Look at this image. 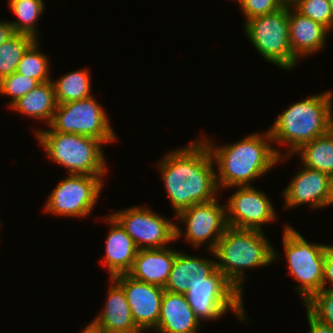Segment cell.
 I'll use <instances>...</instances> for the list:
<instances>
[{
  "instance_id": "obj_1",
  "label": "cell",
  "mask_w": 333,
  "mask_h": 333,
  "mask_svg": "<svg viewBox=\"0 0 333 333\" xmlns=\"http://www.w3.org/2000/svg\"><path fill=\"white\" fill-rule=\"evenodd\" d=\"M157 164L172 207L176 212L216 199L219 191L214 160L203 139L172 150Z\"/></svg>"
},
{
  "instance_id": "obj_2",
  "label": "cell",
  "mask_w": 333,
  "mask_h": 333,
  "mask_svg": "<svg viewBox=\"0 0 333 333\" xmlns=\"http://www.w3.org/2000/svg\"><path fill=\"white\" fill-rule=\"evenodd\" d=\"M201 138L217 164L216 182L219 189L251 186L250 181L269 172L283 159L281 152L269 144L273 142L269 130L262 135L250 134L241 141L221 147L214 146L213 142L203 137L198 139Z\"/></svg>"
},
{
  "instance_id": "obj_3",
  "label": "cell",
  "mask_w": 333,
  "mask_h": 333,
  "mask_svg": "<svg viewBox=\"0 0 333 333\" xmlns=\"http://www.w3.org/2000/svg\"><path fill=\"white\" fill-rule=\"evenodd\" d=\"M332 96L331 91L310 96L289 106L274 121L269 129L271 139L290 145L288 153L282 156L284 159L333 128Z\"/></svg>"
},
{
  "instance_id": "obj_4",
  "label": "cell",
  "mask_w": 333,
  "mask_h": 333,
  "mask_svg": "<svg viewBox=\"0 0 333 333\" xmlns=\"http://www.w3.org/2000/svg\"><path fill=\"white\" fill-rule=\"evenodd\" d=\"M211 253L220 259L216 267L242 294L244 271L276 260L278 254L263 231L227 227Z\"/></svg>"
},
{
  "instance_id": "obj_5",
  "label": "cell",
  "mask_w": 333,
  "mask_h": 333,
  "mask_svg": "<svg viewBox=\"0 0 333 333\" xmlns=\"http://www.w3.org/2000/svg\"><path fill=\"white\" fill-rule=\"evenodd\" d=\"M35 134L50 160L67 168L69 174L105 176L108 171L100 140L74 133Z\"/></svg>"
},
{
  "instance_id": "obj_6",
  "label": "cell",
  "mask_w": 333,
  "mask_h": 333,
  "mask_svg": "<svg viewBox=\"0 0 333 333\" xmlns=\"http://www.w3.org/2000/svg\"><path fill=\"white\" fill-rule=\"evenodd\" d=\"M246 36L267 61L291 70L297 61L292 53L289 39V5L245 21Z\"/></svg>"
},
{
  "instance_id": "obj_7",
  "label": "cell",
  "mask_w": 333,
  "mask_h": 333,
  "mask_svg": "<svg viewBox=\"0 0 333 333\" xmlns=\"http://www.w3.org/2000/svg\"><path fill=\"white\" fill-rule=\"evenodd\" d=\"M283 246L289 273L300 283L296 288L305 304L315 293L323 289L324 245L310 244L293 227L285 225Z\"/></svg>"
},
{
  "instance_id": "obj_8",
  "label": "cell",
  "mask_w": 333,
  "mask_h": 333,
  "mask_svg": "<svg viewBox=\"0 0 333 333\" xmlns=\"http://www.w3.org/2000/svg\"><path fill=\"white\" fill-rule=\"evenodd\" d=\"M48 127L51 130L36 132L74 133L98 139L103 144L111 143L116 139L107 114L93 96L57 104Z\"/></svg>"
},
{
  "instance_id": "obj_9",
  "label": "cell",
  "mask_w": 333,
  "mask_h": 333,
  "mask_svg": "<svg viewBox=\"0 0 333 333\" xmlns=\"http://www.w3.org/2000/svg\"><path fill=\"white\" fill-rule=\"evenodd\" d=\"M184 295L200 322L218 319L228 309H231L239 320H246L243 295L219 269L210 275V283L188 286Z\"/></svg>"
},
{
  "instance_id": "obj_10",
  "label": "cell",
  "mask_w": 333,
  "mask_h": 333,
  "mask_svg": "<svg viewBox=\"0 0 333 333\" xmlns=\"http://www.w3.org/2000/svg\"><path fill=\"white\" fill-rule=\"evenodd\" d=\"M104 176L69 174L51 192L45 211L59 216L89 215L101 193Z\"/></svg>"
},
{
  "instance_id": "obj_11",
  "label": "cell",
  "mask_w": 333,
  "mask_h": 333,
  "mask_svg": "<svg viewBox=\"0 0 333 333\" xmlns=\"http://www.w3.org/2000/svg\"><path fill=\"white\" fill-rule=\"evenodd\" d=\"M132 238L138 249L164 248L179 239L182 230L150 208L130 207L110 214Z\"/></svg>"
},
{
  "instance_id": "obj_12",
  "label": "cell",
  "mask_w": 333,
  "mask_h": 333,
  "mask_svg": "<svg viewBox=\"0 0 333 333\" xmlns=\"http://www.w3.org/2000/svg\"><path fill=\"white\" fill-rule=\"evenodd\" d=\"M175 216L186 227L187 241L195 248L209 241L207 246L209 251L215 249L217 242L228 227L226 207L221 206L217 199L195 204Z\"/></svg>"
},
{
  "instance_id": "obj_13",
  "label": "cell",
  "mask_w": 333,
  "mask_h": 333,
  "mask_svg": "<svg viewBox=\"0 0 333 333\" xmlns=\"http://www.w3.org/2000/svg\"><path fill=\"white\" fill-rule=\"evenodd\" d=\"M238 189L225 205L227 226L262 231V224L276 218L272 202L253 186H240Z\"/></svg>"
},
{
  "instance_id": "obj_14",
  "label": "cell",
  "mask_w": 333,
  "mask_h": 333,
  "mask_svg": "<svg viewBox=\"0 0 333 333\" xmlns=\"http://www.w3.org/2000/svg\"><path fill=\"white\" fill-rule=\"evenodd\" d=\"M113 278L123 287L137 328L141 332L156 329L164 288L136 280L128 274Z\"/></svg>"
},
{
  "instance_id": "obj_15",
  "label": "cell",
  "mask_w": 333,
  "mask_h": 333,
  "mask_svg": "<svg viewBox=\"0 0 333 333\" xmlns=\"http://www.w3.org/2000/svg\"><path fill=\"white\" fill-rule=\"evenodd\" d=\"M285 208H293L308 203L312 208L330 205L329 175L303 166L283 192Z\"/></svg>"
},
{
  "instance_id": "obj_16",
  "label": "cell",
  "mask_w": 333,
  "mask_h": 333,
  "mask_svg": "<svg viewBox=\"0 0 333 333\" xmlns=\"http://www.w3.org/2000/svg\"><path fill=\"white\" fill-rule=\"evenodd\" d=\"M107 302L104 309L92 320L105 333H141L137 328L123 287L114 279L109 278Z\"/></svg>"
},
{
  "instance_id": "obj_17",
  "label": "cell",
  "mask_w": 333,
  "mask_h": 333,
  "mask_svg": "<svg viewBox=\"0 0 333 333\" xmlns=\"http://www.w3.org/2000/svg\"><path fill=\"white\" fill-rule=\"evenodd\" d=\"M329 31L321 23L302 15L292 5H289L290 47L297 61L308 54L310 56V54L320 51L324 47L326 34Z\"/></svg>"
},
{
  "instance_id": "obj_18",
  "label": "cell",
  "mask_w": 333,
  "mask_h": 333,
  "mask_svg": "<svg viewBox=\"0 0 333 333\" xmlns=\"http://www.w3.org/2000/svg\"><path fill=\"white\" fill-rule=\"evenodd\" d=\"M177 250L169 247L139 249L131 270L132 278L164 288L174 263Z\"/></svg>"
},
{
  "instance_id": "obj_19",
  "label": "cell",
  "mask_w": 333,
  "mask_h": 333,
  "mask_svg": "<svg viewBox=\"0 0 333 333\" xmlns=\"http://www.w3.org/2000/svg\"><path fill=\"white\" fill-rule=\"evenodd\" d=\"M206 259L177 251L164 290L184 294L188 290V286L198 283H210V275L217 267L216 261Z\"/></svg>"
},
{
  "instance_id": "obj_20",
  "label": "cell",
  "mask_w": 333,
  "mask_h": 333,
  "mask_svg": "<svg viewBox=\"0 0 333 333\" xmlns=\"http://www.w3.org/2000/svg\"><path fill=\"white\" fill-rule=\"evenodd\" d=\"M200 324L184 294L164 290L156 332L197 333Z\"/></svg>"
},
{
  "instance_id": "obj_21",
  "label": "cell",
  "mask_w": 333,
  "mask_h": 333,
  "mask_svg": "<svg viewBox=\"0 0 333 333\" xmlns=\"http://www.w3.org/2000/svg\"><path fill=\"white\" fill-rule=\"evenodd\" d=\"M111 225L106 238V253L103 266H107L110 278L127 274L134 263L138 248L126 230L110 215L106 218Z\"/></svg>"
},
{
  "instance_id": "obj_22",
  "label": "cell",
  "mask_w": 333,
  "mask_h": 333,
  "mask_svg": "<svg viewBox=\"0 0 333 333\" xmlns=\"http://www.w3.org/2000/svg\"><path fill=\"white\" fill-rule=\"evenodd\" d=\"M57 107L52 80L39 83L29 93L19 98L10 108L31 118L46 120L49 124Z\"/></svg>"
},
{
  "instance_id": "obj_23",
  "label": "cell",
  "mask_w": 333,
  "mask_h": 333,
  "mask_svg": "<svg viewBox=\"0 0 333 333\" xmlns=\"http://www.w3.org/2000/svg\"><path fill=\"white\" fill-rule=\"evenodd\" d=\"M295 152L300 154L304 166L330 175L333 172V128Z\"/></svg>"
},
{
  "instance_id": "obj_24",
  "label": "cell",
  "mask_w": 333,
  "mask_h": 333,
  "mask_svg": "<svg viewBox=\"0 0 333 333\" xmlns=\"http://www.w3.org/2000/svg\"><path fill=\"white\" fill-rule=\"evenodd\" d=\"M89 71L81 69L63 75L52 81L57 104L82 100L91 97V80Z\"/></svg>"
},
{
  "instance_id": "obj_25",
  "label": "cell",
  "mask_w": 333,
  "mask_h": 333,
  "mask_svg": "<svg viewBox=\"0 0 333 333\" xmlns=\"http://www.w3.org/2000/svg\"><path fill=\"white\" fill-rule=\"evenodd\" d=\"M8 6L16 15L11 21L15 33L28 34L38 39L36 22L44 11V0H8Z\"/></svg>"
},
{
  "instance_id": "obj_26",
  "label": "cell",
  "mask_w": 333,
  "mask_h": 333,
  "mask_svg": "<svg viewBox=\"0 0 333 333\" xmlns=\"http://www.w3.org/2000/svg\"><path fill=\"white\" fill-rule=\"evenodd\" d=\"M35 41L31 35L15 33L0 45V79L16 72L23 54Z\"/></svg>"
},
{
  "instance_id": "obj_27",
  "label": "cell",
  "mask_w": 333,
  "mask_h": 333,
  "mask_svg": "<svg viewBox=\"0 0 333 333\" xmlns=\"http://www.w3.org/2000/svg\"><path fill=\"white\" fill-rule=\"evenodd\" d=\"M39 42L36 40L26 50L18 64L16 72L33 78L39 83H45L51 80L49 78V60L39 50Z\"/></svg>"
},
{
  "instance_id": "obj_28",
  "label": "cell",
  "mask_w": 333,
  "mask_h": 333,
  "mask_svg": "<svg viewBox=\"0 0 333 333\" xmlns=\"http://www.w3.org/2000/svg\"><path fill=\"white\" fill-rule=\"evenodd\" d=\"M291 5L302 15L321 23L332 31L333 15L329 0H296Z\"/></svg>"
},
{
  "instance_id": "obj_29",
  "label": "cell",
  "mask_w": 333,
  "mask_h": 333,
  "mask_svg": "<svg viewBox=\"0 0 333 333\" xmlns=\"http://www.w3.org/2000/svg\"><path fill=\"white\" fill-rule=\"evenodd\" d=\"M39 82L33 78L14 72L0 79V94L10 96L9 107L19 98L34 89Z\"/></svg>"
},
{
  "instance_id": "obj_30",
  "label": "cell",
  "mask_w": 333,
  "mask_h": 333,
  "mask_svg": "<svg viewBox=\"0 0 333 333\" xmlns=\"http://www.w3.org/2000/svg\"><path fill=\"white\" fill-rule=\"evenodd\" d=\"M305 306L315 318L333 327V290L323 288L315 293Z\"/></svg>"
},
{
  "instance_id": "obj_31",
  "label": "cell",
  "mask_w": 333,
  "mask_h": 333,
  "mask_svg": "<svg viewBox=\"0 0 333 333\" xmlns=\"http://www.w3.org/2000/svg\"><path fill=\"white\" fill-rule=\"evenodd\" d=\"M283 5L281 0H243L240 9L243 11L245 20L248 21L256 16L272 13Z\"/></svg>"
},
{
  "instance_id": "obj_32",
  "label": "cell",
  "mask_w": 333,
  "mask_h": 333,
  "mask_svg": "<svg viewBox=\"0 0 333 333\" xmlns=\"http://www.w3.org/2000/svg\"><path fill=\"white\" fill-rule=\"evenodd\" d=\"M323 255H324L323 288H326V283L329 282L332 286L326 289L333 290V245L324 244Z\"/></svg>"
},
{
  "instance_id": "obj_33",
  "label": "cell",
  "mask_w": 333,
  "mask_h": 333,
  "mask_svg": "<svg viewBox=\"0 0 333 333\" xmlns=\"http://www.w3.org/2000/svg\"><path fill=\"white\" fill-rule=\"evenodd\" d=\"M308 322H309V328L310 331L307 333H333V327L330 325H327L317 318H315L308 310H306Z\"/></svg>"
},
{
  "instance_id": "obj_34",
  "label": "cell",
  "mask_w": 333,
  "mask_h": 333,
  "mask_svg": "<svg viewBox=\"0 0 333 333\" xmlns=\"http://www.w3.org/2000/svg\"><path fill=\"white\" fill-rule=\"evenodd\" d=\"M14 34L15 31L9 21H0V45Z\"/></svg>"
},
{
  "instance_id": "obj_35",
  "label": "cell",
  "mask_w": 333,
  "mask_h": 333,
  "mask_svg": "<svg viewBox=\"0 0 333 333\" xmlns=\"http://www.w3.org/2000/svg\"><path fill=\"white\" fill-rule=\"evenodd\" d=\"M81 333H105L97 324L93 321L84 328Z\"/></svg>"
},
{
  "instance_id": "obj_36",
  "label": "cell",
  "mask_w": 333,
  "mask_h": 333,
  "mask_svg": "<svg viewBox=\"0 0 333 333\" xmlns=\"http://www.w3.org/2000/svg\"><path fill=\"white\" fill-rule=\"evenodd\" d=\"M330 204L333 203V172L329 175Z\"/></svg>"
},
{
  "instance_id": "obj_37",
  "label": "cell",
  "mask_w": 333,
  "mask_h": 333,
  "mask_svg": "<svg viewBox=\"0 0 333 333\" xmlns=\"http://www.w3.org/2000/svg\"><path fill=\"white\" fill-rule=\"evenodd\" d=\"M284 4L291 5L293 4L296 0H281Z\"/></svg>"
},
{
  "instance_id": "obj_38",
  "label": "cell",
  "mask_w": 333,
  "mask_h": 333,
  "mask_svg": "<svg viewBox=\"0 0 333 333\" xmlns=\"http://www.w3.org/2000/svg\"><path fill=\"white\" fill-rule=\"evenodd\" d=\"M330 3V7H331V11H332V15H333V0H329Z\"/></svg>"
},
{
  "instance_id": "obj_39",
  "label": "cell",
  "mask_w": 333,
  "mask_h": 333,
  "mask_svg": "<svg viewBox=\"0 0 333 333\" xmlns=\"http://www.w3.org/2000/svg\"><path fill=\"white\" fill-rule=\"evenodd\" d=\"M235 1H237L240 6V4L242 3L243 0H235Z\"/></svg>"
}]
</instances>
